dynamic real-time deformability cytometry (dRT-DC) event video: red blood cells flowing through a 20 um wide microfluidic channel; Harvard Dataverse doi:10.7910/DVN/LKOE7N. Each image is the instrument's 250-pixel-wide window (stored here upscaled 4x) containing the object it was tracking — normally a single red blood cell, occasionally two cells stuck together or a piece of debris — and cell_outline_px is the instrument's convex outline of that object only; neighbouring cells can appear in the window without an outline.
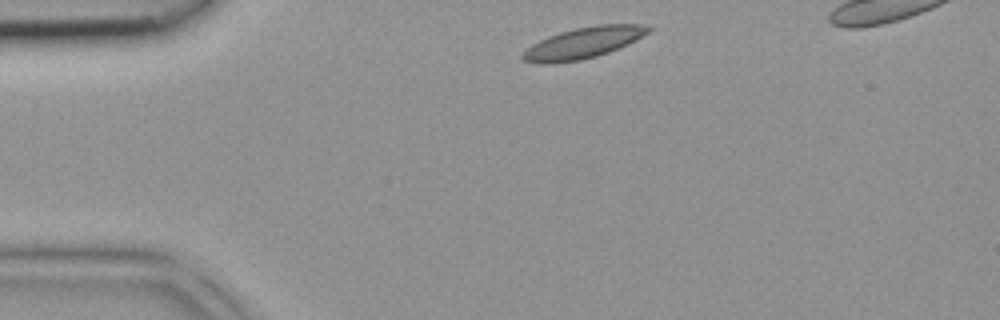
{"species": "common noctule bat (a hibernating species)", "species_latin": "Nyctalus noctula", "temperature_condition": "room temperature", "stored_images_in_passage": 32, "camera_frame_rate_fps": 3000, "um_per_image_px": 0.085, "animal": {"sex": "female", "body_mass_g": 18.4}, "frame": {"image": 1, "passage_image": 1, "time_ms": 0.0, "image_size_px": [1000, 320], "cell_outline_px": [[652, 28], [648, 32], [636, 40], [608, 52], [596, 56], [580, 60], [548, 64], [540, 64], [524, 60], [520, 56], [532, 44], [548, 36], [560, 32], [576, 28], [596, 24], [640, 24]], "centroid_in_image_um": [49.56, 3.64], "position_along_channel_um": 35.4, "area_um2": 22.54}}
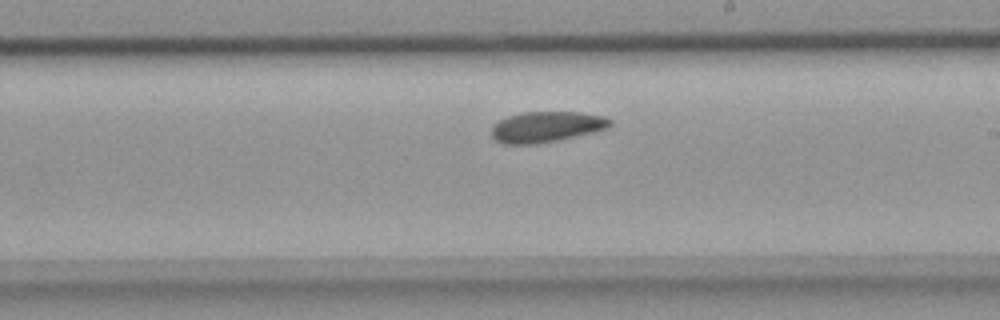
{"frame": {"image": 2, "passage_image": 17, "time_ms": 5.333, "image_size_px": [1000, 320], "cell_outline_px": [[612, 124], [608, 128], [592, 132], [556, 140], [536, 144], [504, 144], [496, 140], [492, 136], [492, 124], [508, 116], [524, 112], [580, 112], [604, 116], [612, 120]], "centroid_in_image_um": [46.44, 10.77], "position_along_channel_um": 242.6, "area_um2": 21.1}}
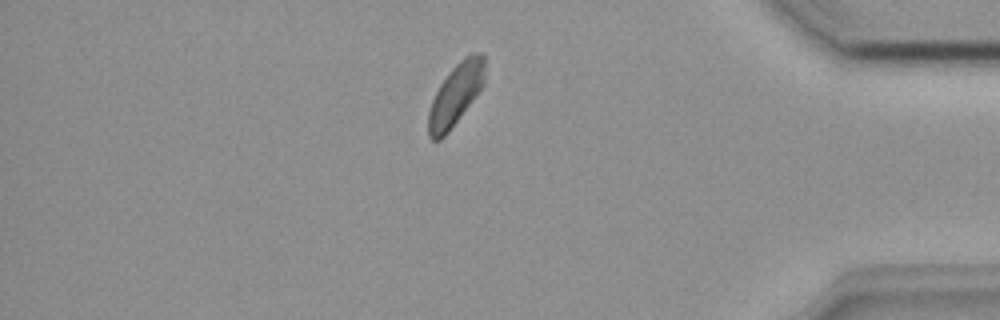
{"frame": {"image": 3, "passage_image": 29, "time_ms": 9.333, "image_size_px": [1000, 320], "cell_outline_px": [[484, 84], [448, 132], [440, 140], [432, 140], [428, 136], [428, 112], [432, 100], [440, 84], [448, 72], [464, 56], [472, 52], [484, 52]], "centroid_in_image_um": [38.72, 8.01], "position_along_channel_um": 396.5, "area_um2": 20.11}}